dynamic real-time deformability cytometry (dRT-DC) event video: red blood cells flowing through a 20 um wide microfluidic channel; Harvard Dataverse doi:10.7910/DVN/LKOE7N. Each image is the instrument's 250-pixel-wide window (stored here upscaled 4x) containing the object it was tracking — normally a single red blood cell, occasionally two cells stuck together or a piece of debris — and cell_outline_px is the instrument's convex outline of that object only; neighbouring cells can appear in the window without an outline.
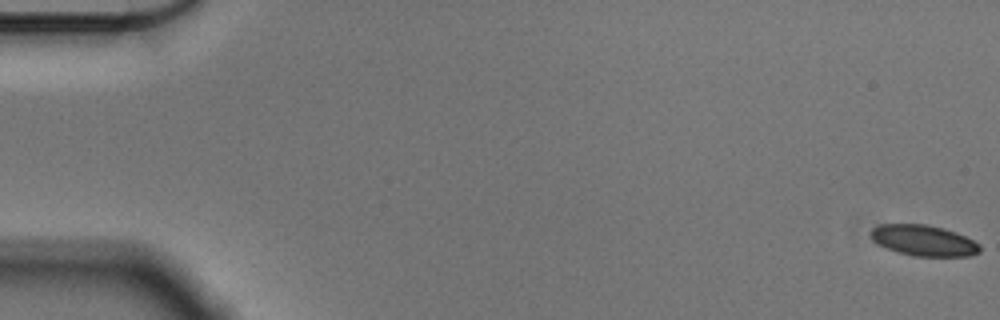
{"species": "Egyptian fruit bat (a non-hibernating species)", "species_latin": "Rousettus aegyptiacus", "temperature_condition": "cold", "stored_images_in_passage": 57, "camera_frame_rate_fps": 3000, "um_per_image_px": 0.085, "animal": {"sex": "male"}, "frame": {"image": 1, "passage_image": 1, "time_ms": 0.0, "image_size_px": [1000, 320], "cell_outline_px": [[980, 252], [968, 256], [912, 256], [888, 248], [872, 240], [868, 236], [868, 232], [872, 228], [880, 224], [924, 224], [944, 228], [956, 232], [980, 244]], "centroid_in_image_um": [78.48, 20.43], "position_along_channel_um": 6.5, "area_um2": 19.59}}
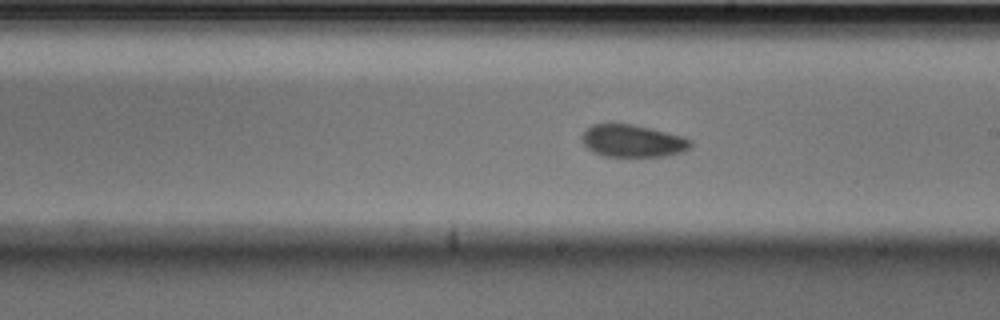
{"frame": {"image": 2, "passage_image": 33, "time_ms": 10.667, "image_size_px": [1000, 320], "cell_outline_px": [[692, 148], [680, 152], [664, 156], [604, 156], [592, 152], [584, 144], [580, 136], [592, 124], [632, 124], [680, 136], [692, 140]], "centroid_in_image_um": [53.75, 11.99], "position_along_channel_um": 235.2, "area_um2": 20.23}}
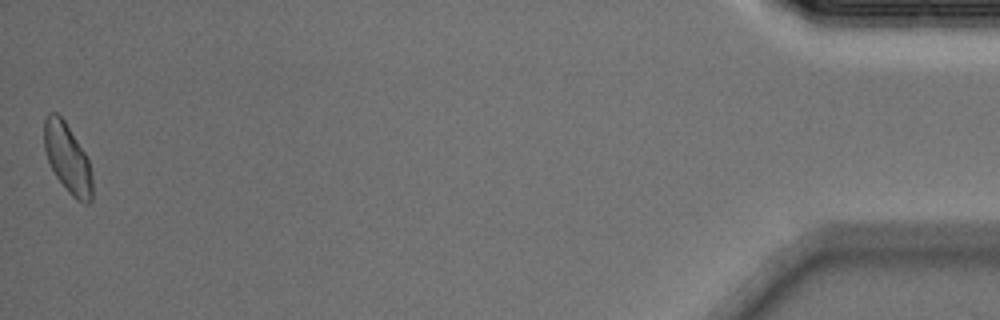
{"frame": {"image": 3, "passage_image": 57, "time_ms": 18.667, "image_size_px": [1000, 320], "cell_outline_px": [[92, 200], [88, 204], [84, 204], [76, 200], [68, 192], [56, 176], [48, 160], [44, 148], [44, 120], [48, 112], [56, 112], [64, 120], [84, 152], [88, 160], [92, 172]], "centroid_in_image_um": [5.74, 13.48], "position_along_channel_um": 429.5, "area_um2": 19.36}, "authors_computed_cell_mechanics": {"area_um2": 20.4612, "velocity_mm_per_s": 3.5588, "shape_relaxation_time_tau1_ms": 9.5518, "shape_relaxation_time_tau2_ms": 2.6316, "deformation_change_tau1": 0.1404, "deformation_change_tau2": 0.0652}}